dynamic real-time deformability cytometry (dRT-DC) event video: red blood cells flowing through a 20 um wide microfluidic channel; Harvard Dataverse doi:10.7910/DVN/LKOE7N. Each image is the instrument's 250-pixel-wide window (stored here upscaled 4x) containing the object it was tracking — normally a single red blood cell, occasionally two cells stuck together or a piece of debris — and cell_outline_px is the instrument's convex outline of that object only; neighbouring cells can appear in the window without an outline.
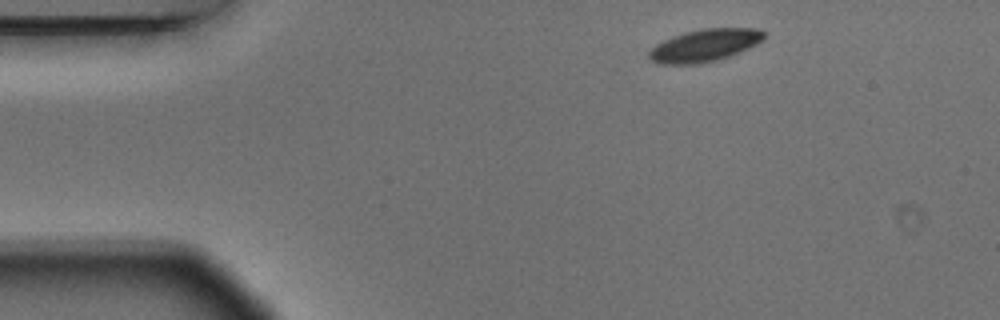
{"species": "Egyptian fruit bat (a non-hibernating species)", "species_latin": "Rousettus aegyptiacus", "temperature_condition": "warm", "stored_images_in_passage": 3, "camera_frame_rate_fps": 3000, "um_per_image_px": 0.085, "animal": {"sex": "male"}, "frame": {"image": 1, "passage_image": 1, "time_ms": 0.0, "image_size_px": [1000, 320], "cell_outline_px": [[764, 40], [748, 48], [728, 56], [716, 60], [696, 64], [660, 64], [648, 60], [648, 52], [656, 44], [664, 40], [684, 32], [704, 28], [760, 28], [764, 32]], "centroid_in_image_um": [59.88, 3.85], "position_along_channel_um": 25.1, "area_um2": 21.68}}